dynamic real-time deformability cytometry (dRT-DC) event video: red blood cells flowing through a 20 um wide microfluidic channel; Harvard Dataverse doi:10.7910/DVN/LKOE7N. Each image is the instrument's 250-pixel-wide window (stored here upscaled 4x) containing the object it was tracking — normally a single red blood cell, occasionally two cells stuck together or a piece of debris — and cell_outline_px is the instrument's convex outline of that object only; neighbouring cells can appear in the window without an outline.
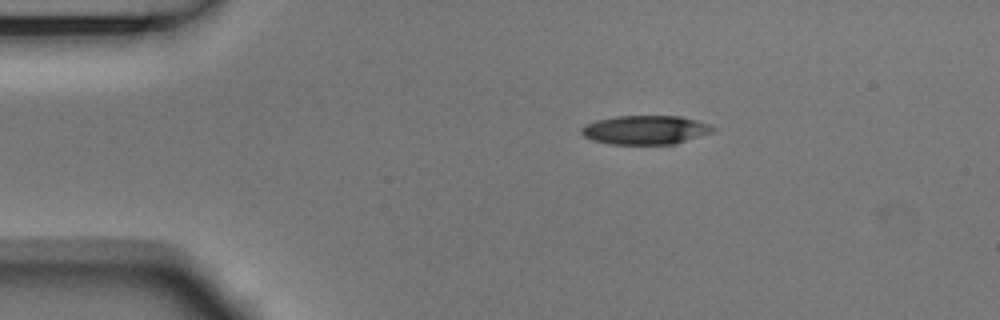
{"species": "Egyptian fruit bat (a non-hibernating species)", "species_latin": "Rousettus aegyptiacus", "temperature_condition": "room temperature", "stored_images_in_passage": 4, "camera_frame_rate_fps": 3000, "um_per_image_px": 0.085, "animal": {"sex": "male"}, "frame": {"image": 1, "passage_image": 3, "time_ms": 0.667, "image_size_px": [1000, 320], "cell_outline_px": [[716, 132], [676, 144], [608, 144], [592, 140], [584, 136], [580, 132], [580, 128], [584, 124], [596, 120], [616, 116], [680, 116], [696, 120], [708, 124], [716, 128]], "centroid_in_image_um": [54.87, 11.05], "position_along_channel_um": 30.1, "area_um2": 22.48}}